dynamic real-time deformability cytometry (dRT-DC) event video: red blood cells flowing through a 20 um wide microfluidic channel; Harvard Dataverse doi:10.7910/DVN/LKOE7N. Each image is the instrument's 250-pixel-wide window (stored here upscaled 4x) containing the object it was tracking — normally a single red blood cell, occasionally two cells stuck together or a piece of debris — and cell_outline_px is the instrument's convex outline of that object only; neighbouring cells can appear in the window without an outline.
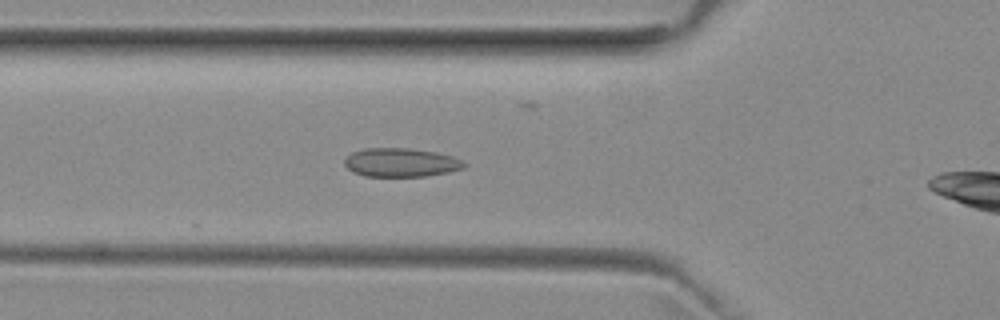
{"species": "common noctule bat (a hibernating species)", "species_latin": "Nyctalus noctula", "temperature_condition": "room temperature", "stored_images_in_passage": 6, "camera_frame_rate_fps": 3000, "um_per_image_px": 0.085, "animal": {"sex": "female", "body_mass_g": 29.2, "forearm_length_mm": 56.3}, "frame": {"image": 1, "passage_image": 6, "time_ms": 1.667, "image_size_px": [1000, 320], "cell_outline_px": [[468, 164], [464, 168], [448, 172], [424, 176], [364, 176], [352, 172], [344, 164], [344, 160], [352, 152], [364, 148], [408, 148], [436, 152], [452, 156], [464, 160]], "centroid_in_image_um": [34.1, 13.81], "position_along_channel_um": 91.7, "area_um2": 20.11}}